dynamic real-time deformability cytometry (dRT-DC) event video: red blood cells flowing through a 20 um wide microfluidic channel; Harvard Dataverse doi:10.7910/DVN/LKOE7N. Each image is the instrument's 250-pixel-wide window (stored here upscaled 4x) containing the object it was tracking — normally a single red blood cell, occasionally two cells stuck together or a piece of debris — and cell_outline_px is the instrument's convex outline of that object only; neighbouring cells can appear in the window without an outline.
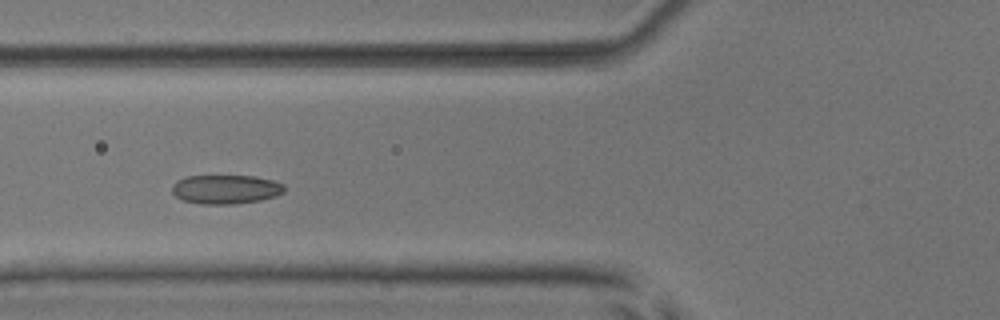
{"species": "common noctule bat (a hibernating species)", "species_latin": "Nyctalus noctula", "temperature_condition": "room temperature", "stored_images_in_passage": 5, "camera_frame_rate_fps": 3000, "um_per_image_px": 0.085, "animal": {"sex": "male", "body_mass_g": 17.9, "forearm_length_mm": 54.2}, "frame": {"image": 1, "passage_image": 3, "time_ms": 2.333, "image_size_px": [1000, 320], "cell_outline_px": [[284, 192], [276, 196], [260, 200], [236, 204], [200, 204], [184, 200], [176, 196], [172, 192], [172, 184], [176, 180], [184, 176], [256, 176], [272, 180], [284, 184]], "centroid_in_image_um": [19.18, 16.09], "position_along_channel_um": 106.6, "area_um2": 19.13}}
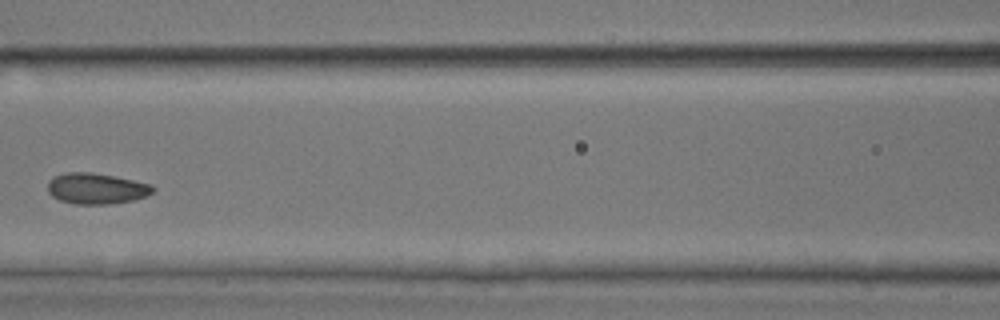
{"frame": {"image": 2, "passage_image": 4, "time_ms": 3.667, "image_size_px": [1000, 320], "cell_outline_px": [[156, 188], [152, 192], [136, 200], [108, 204], [72, 204], [60, 200], [52, 196], [48, 192], [48, 180], [56, 176], [68, 172], [92, 172], [152, 184]], "centroid_in_image_um": [8.19, 16.03], "position_along_channel_um": 158.4, "area_um2": 18.9}}